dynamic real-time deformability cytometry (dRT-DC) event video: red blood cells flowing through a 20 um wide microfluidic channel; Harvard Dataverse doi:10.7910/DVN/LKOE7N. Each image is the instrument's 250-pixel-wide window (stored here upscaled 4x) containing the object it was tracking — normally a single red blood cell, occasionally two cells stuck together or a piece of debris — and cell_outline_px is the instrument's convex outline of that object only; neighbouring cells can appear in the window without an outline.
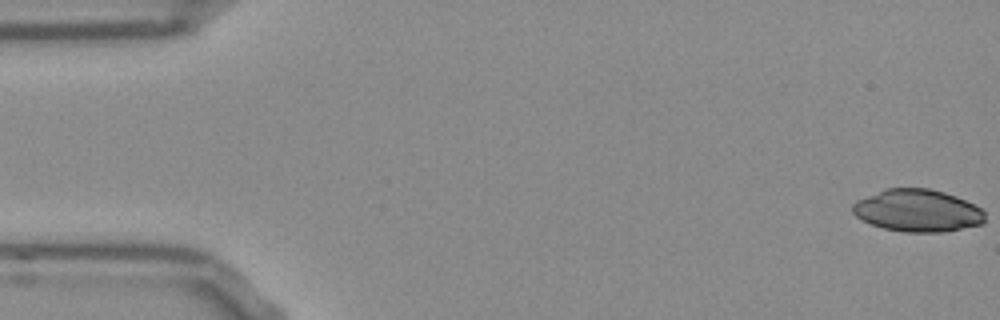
{"species": "Egyptian fruit bat (a non-hibernating species)", "species_latin": "Rousettus aegyptiacus", "temperature_condition": "room temperature", "stored_images_in_passage": 53, "camera_frame_rate_fps": 3000, "um_per_image_px": 0.085, "frame": {"image": 1, "passage_image": 1, "time_ms": 0.0, "image_size_px": [1000, 320], "cell_outline_px": [[984, 224], [944, 232], [904, 232], [884, 228], [872, 224], [856, 216], [852, 212], [852, 204], [856, 200], [884, 188], [928, 188], [944, 192], [956, 196], [980, 208], [984, 212]], "centroid_in_image_um": [77.98, 17.9], "position_along_channel_um": 7.0, "area_um2": 32.66}}
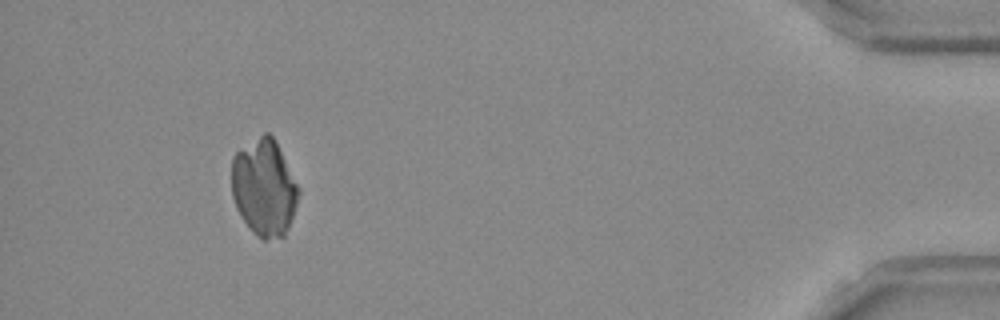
{"frame": {"image": 2, "passage_image": 49, "time_ms": 16.0, "image_size_px": [1000, 320], "cell_outline_px": [[300, 192], [288, 228], [284, 236], [264, 240], [256, 236], [252, 232], [240, 216], [236, 208], [232, 196], [232, 156], [236, 152], [264, 132], [268, 132], [272, 136], [300, 188]], "centroid_in_image_um": [22.43, 15.96], "position_along_channel_um": 412.8, "area_um2": 37.57}}